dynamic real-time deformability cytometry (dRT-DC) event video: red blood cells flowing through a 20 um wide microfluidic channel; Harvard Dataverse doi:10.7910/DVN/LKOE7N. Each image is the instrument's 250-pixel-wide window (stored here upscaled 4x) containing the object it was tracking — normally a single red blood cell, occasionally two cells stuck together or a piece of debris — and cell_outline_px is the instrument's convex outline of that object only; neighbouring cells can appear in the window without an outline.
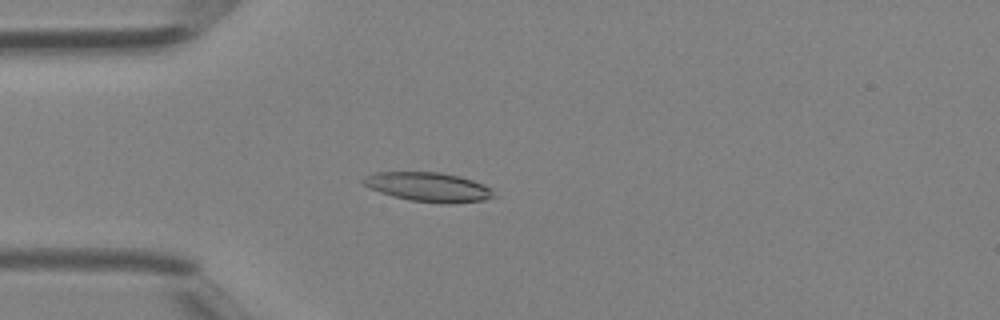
{"species": "Egyptian fruit bat (a non-hibernating species)", "species_latin": "Rousettus aegyptiacus", "temperature_condition": "room temperature", "stored_images_in_passage": 43, "camera_frame_rate_fps": 3000, "um_per_image_px": 0.085, "animal": {"sex": "female"}, "frame": {"image": 1, "passage_image": 12, "time_ms": 3.667, "image_size_px": [1000, 320], "cell_outline_px": [[496, 196], [484, 200], [448, 204], [408, 200], [392, 196], [380, 192], [364, 184], [360, 180], [364, 176], [376, 172], [440, 172], [460, 176], [484, 184], [492, 188]], "centroid_in_image_um": [36.44, 15.89], "position_along_channel_um": 48.6, "area_um2": 22.37}}
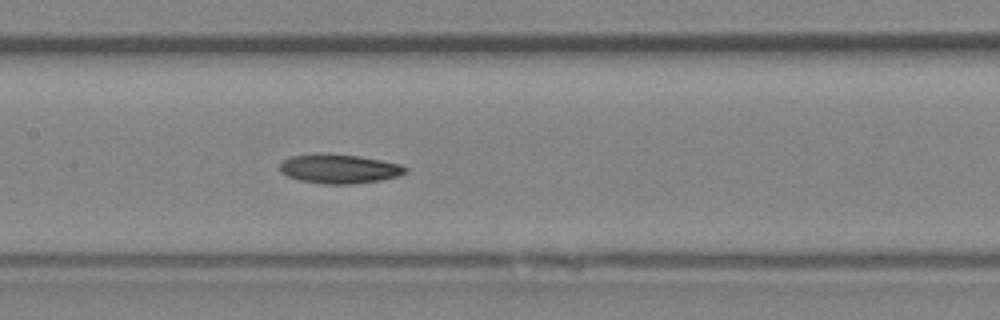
{"frame": {"image": 2, "passage_image": 21, "time_ms": 6.667, "image_size_px": [1000, 320], "cell_outline_px": [[408, 172], [396, 176], [380, 180], [352, 184], [324, 184], [300, 180], [288, 176], [280, 172], [280, 164], [288, 156], [356, 156], [380, 160], [400, 164], [408, 168]], "centroid_in_image_um": [28.87, 14.39], "position_along_channel_um": 178.5, "area_um2": 20.46}}
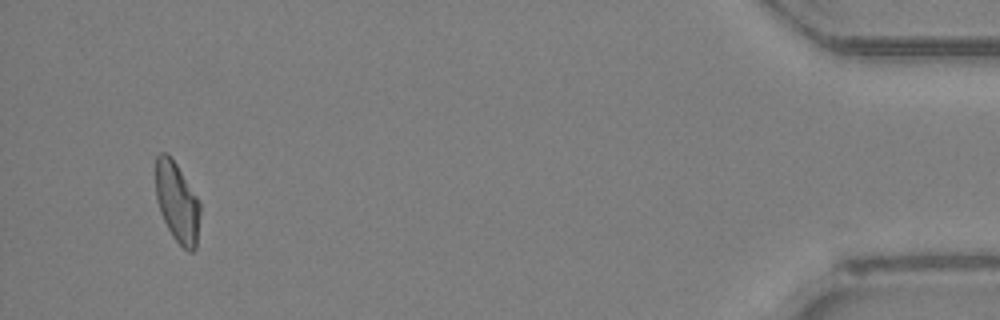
{"frame": {"image": 3, "passage_image": 41, "time_ms": 13.333, "image_size_px": [1000, 320], "cell_outline_px": [[200, 212], [196, 248], [192, 252], [188, 252], [172, 236], [160, 212], [156, 200], [156, 156], [160, 152], [164, 152], [176, 164], [200, 200]], "centroid_in_image_um": [15.07, 17.22], "position_along_channel_um": 420.1, "area_um2": 20.63}}